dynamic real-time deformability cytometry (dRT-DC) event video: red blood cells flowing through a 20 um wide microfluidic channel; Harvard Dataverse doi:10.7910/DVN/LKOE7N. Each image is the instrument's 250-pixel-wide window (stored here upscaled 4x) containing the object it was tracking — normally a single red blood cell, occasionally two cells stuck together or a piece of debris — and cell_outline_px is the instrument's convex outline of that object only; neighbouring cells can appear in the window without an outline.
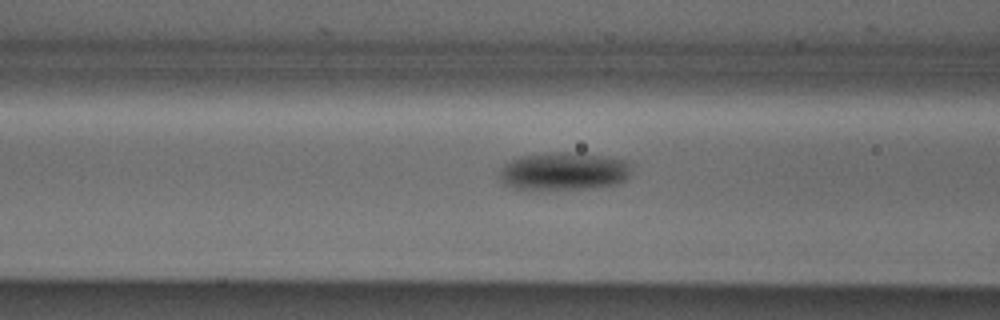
{"species": "Egyptian fruit bat (a non-hibernating species)", "species_latin": "Rousettus aegyptiacus", "temperature_condition": "cold", "stored_images_in_passage": 12, "camera_frame_rate_fps": 3000, "um_per_image_px": 0.085, "animal": {"sex": "male"}, "frame": {"image": 1, "passage_image": 10, "time_ms": 3.0, "image_size_px": [1000, 320], "cell_outline_px": [[632, 168], [628, 176], [624, 180], [616, 184], [592, 188], [516, 188], [504, 184], [500, 180], [500, 168], [504, 164], [520, 156], [544, 152], [568, 152], [604, 156], [624, 160]], "centroid_in_image_um": [47.91, 14.53], "position_along_channel_um": 118.7, "area_um2": 28.78}}